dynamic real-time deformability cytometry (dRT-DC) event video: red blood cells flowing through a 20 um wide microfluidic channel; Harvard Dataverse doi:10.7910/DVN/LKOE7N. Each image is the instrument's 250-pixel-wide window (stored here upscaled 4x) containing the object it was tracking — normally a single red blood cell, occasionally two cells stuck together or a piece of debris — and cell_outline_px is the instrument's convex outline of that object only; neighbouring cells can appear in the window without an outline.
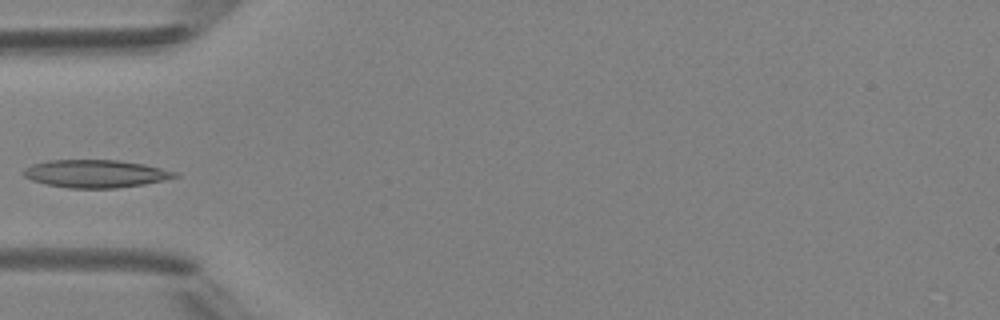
{"species": "Egyptian fruit bat (a non-hibernating species)", "species_latin": "Rousettus aegyptiacus", "temperature_condition": "room temperature", "stored_images_in_passage": 5, "camera_frame_rate_fps": 3000, "um_per_image_px": 0.085, "animal": {"sex": "female"}, "frame": {"image": 1, "passage_image": 5, "time_ms": 4.333, "image_size_px": [1000, 320], "cell_outline_px": [[180, 176], [164, 180], [144, 184], [116, 188], [68, 188], [48, 184], [32, 180], [24, 176], [20, 172], [24, 168], [32, 164], [48, 160], [116, 160], [144, 164], [176, 172]], "centroid_in_image_um": [8.1, 14.76], "position_along_channel_um": 76.9, "area_um2": 24.45}}